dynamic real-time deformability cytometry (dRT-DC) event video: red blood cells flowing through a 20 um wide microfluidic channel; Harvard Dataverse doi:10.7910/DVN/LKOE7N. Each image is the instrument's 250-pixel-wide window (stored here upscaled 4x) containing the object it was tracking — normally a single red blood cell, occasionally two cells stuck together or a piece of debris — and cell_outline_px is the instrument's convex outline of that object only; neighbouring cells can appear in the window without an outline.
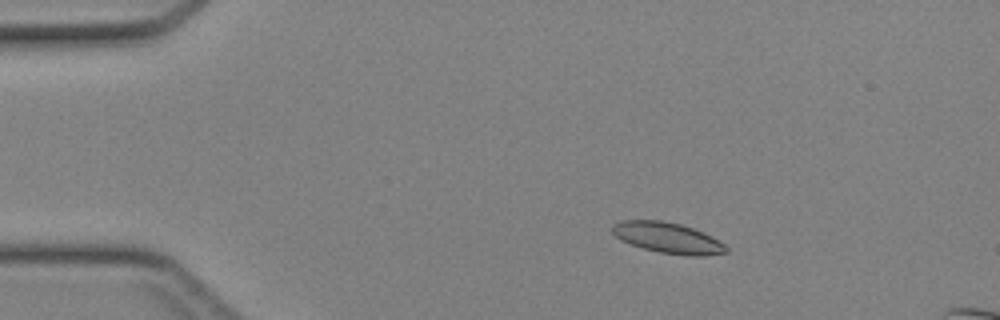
{"species": "Egyptian fruit bat (a non-hibernating species)", "species_latin": "Rousettus aegyptiacus", "temperature_condition": "cold", "stored_images_in_passage": 44, "camera_frame_rate_fps": 3000, "um_per_image_px": 0.085, "animal": {"sex": "female"}, "frame": {"image": 1, "passage_image": 8, "time_ms": 2.333, "image_size_px": [1000, 320], "cell_outline_px": [[728, 252], [704, 256], [688, 256], [660, 252], [644, 248], [620, 240], [612, 232], [612, 224], [624, 220], [664, 220], [680, 224], [704, 232], [712, 236], [724, 244], [728, 248]], "centroid_in_image_um": [56.78, 20.21], "position_along_channel_um": 28.2, "area_um2": 20.4}}
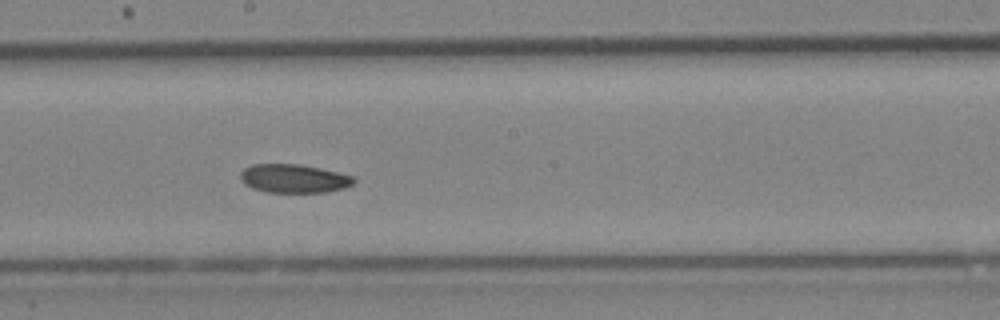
{"frame": {"image": 2, "passage_image": 25, "time_ms": 8.0, "image_size_px": [1000, 320], "cell_outline_px": [[356, 180], [352, 184], [344, 188], [324, 192], [264, 192], [252, 188], [244, 184], [240, 180], [240, 172], [244, 168], [252, 164], [300, 164], [320, 168], [352, 176]], "centroid_in_image_um": [24.92, 15.17], "position_along_channel_um": 223.3, "area_um2": 18.9}}
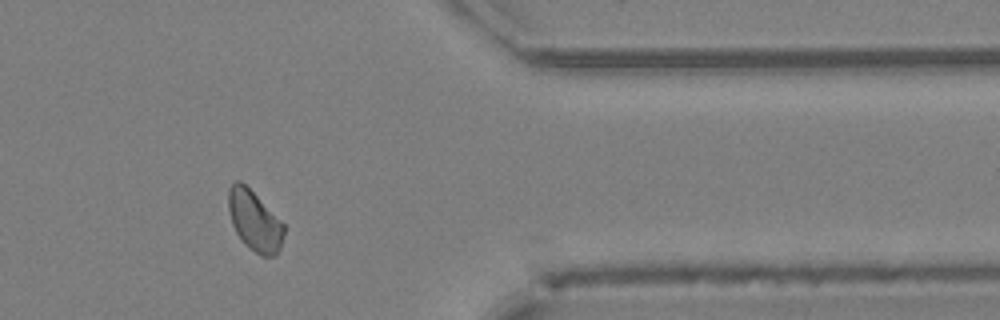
{"frame": {"image": 3, "passage_image": 37, "time_ms": 12.0, "image_size_px": [1000, 320], "cell_outline_px": [[284, 232], [280, 248], [276, 256], [260, 256], [248, 248], [244, 244], [236, 232], [232, 224], [228, 208], [228, 188], [236, 180], [240, 180], [284, 224]], "centroid_in_image_um": [21.62, 18.8], "position_along_channel_um": 389.8, "area_um2": 19.31}}